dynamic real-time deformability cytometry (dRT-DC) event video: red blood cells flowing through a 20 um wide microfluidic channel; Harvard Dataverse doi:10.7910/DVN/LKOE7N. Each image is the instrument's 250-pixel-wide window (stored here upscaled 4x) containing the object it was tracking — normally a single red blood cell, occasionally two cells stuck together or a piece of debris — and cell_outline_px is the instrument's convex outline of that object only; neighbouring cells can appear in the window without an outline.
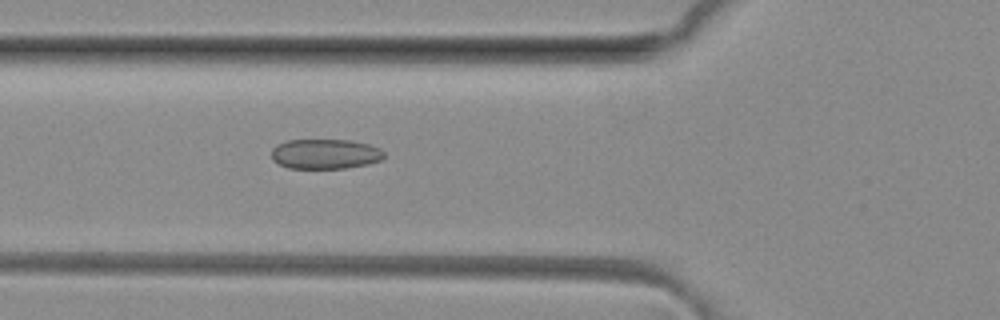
{"species": "common noctule bat (a hibernating species)", "species_latin": "Nyctalus noctula", "temperature_condition": "room temperature", "stored_images_in_passage": 50, "camera_frame_rate_fps": 3000, "um_per_image_px": 0.085, "animal": {"sex": "female", "body_mass_g": 29.2, "forearm_length_mm": 56.3}, "frame": {"image": 1, "passage_image": 18, "time_ms": 5.667, "image_size_px": [1000, 320], "cell_outline_px": [[384, 156], [380, 160], [368, 164], [344, 168], [288, 168], [272, 160], [272, 148], [276, 144], [288, 140], [352, 140], [368, 144], [380, 148], [384, 152]], "centroid_in_image_um": [27.63, 13.08], "position_along_channel_um": 98.2, "area_um2": 19.65}}
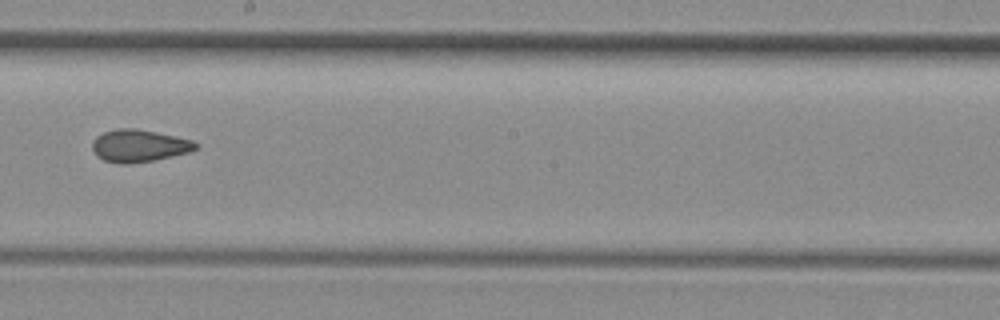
{"frame": {"image": 2, "passage_image": 28, "time_ms": 9.0, "image_size_px": [1000, 320], "cell_outline_px": [[200, 144], [196, 148], [188, 152], [172, 156], [152, 160], [128, 164], [120, 164], [104, 160], [96, 156], [92, 148], [92, 140], [96, 136], [104, 132], [116, 128], [136, 128], [176, 136], [192, 140]], "centroid_in_image_um": [11.79, 12.38], "position_along_channel_um": 236.4, "area_um2": 19.54}}
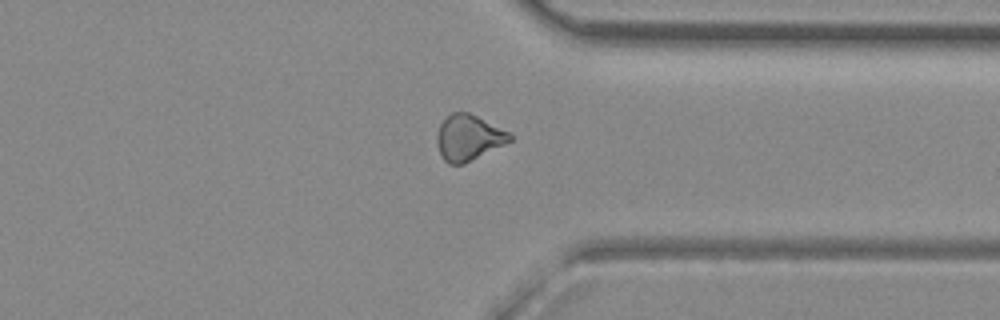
{"frame": {"image": 3, "passage_image": 38, "time_ms": 12.333, "image_size_px": [1000, 320], "cell_outline_px": [[512, 140], [464, 164], [448, 164], [444, 160], [436, 144], [436, 136], [440, 124], [452, 112], [468, 112], [508, 132], [512, 136]], "centroid_in_image_um": [39.78, 11.71], "position_along_channel_um": 371.6, "area_um2": 19.07}, "authors_computed_cell_mechanics": {"area_um2": 19.8254, "velocity_mm_per_s": 4.1294, "shape_relaxation_time_tau1_ms": null, "shape_relaxation_time_tau2_ms": 2.5531, "deformation_change_tau1": null, "deformation_change_tau2": 0.0961}}